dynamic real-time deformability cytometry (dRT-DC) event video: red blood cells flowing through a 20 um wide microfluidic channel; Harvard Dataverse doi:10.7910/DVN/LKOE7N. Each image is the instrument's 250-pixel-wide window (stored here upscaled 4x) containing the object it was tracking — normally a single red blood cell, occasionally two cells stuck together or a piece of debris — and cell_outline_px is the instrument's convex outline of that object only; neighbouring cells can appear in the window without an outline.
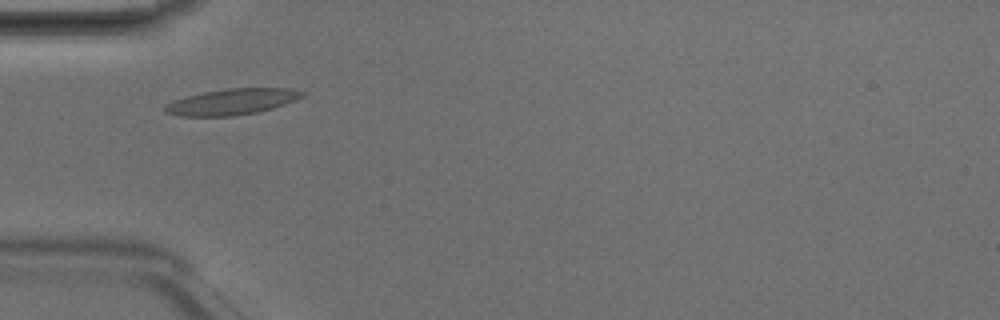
{"species": "Egyptian fruit bat (a non-hibernating species)", "species_latin": "Rousettus aegyptiacus", "temperature_condition": "room temperature", "stored_images_in_passage": 4, "camera_frame_rate_fps": 3000, "um_per_image_px": 0.085, "animal": {"sex": "male"}, "frame": {"image": 1, "passage_image": 2, "time_ms": 0.333, "image_size_px": [1000, 320], "cell_outline_px": [[304, 96], [296, 100], [260, 112], [232, 116], [180, 116], [164, 112], [164, 104], [172, 100], [184, 96], [204, 92], [228, 88], [292, 88], [304, 92]], "centroid_in_image_um": [19.69, 8.65], "position_along_channel_um": 65.3, "area_um2": 20.98}}
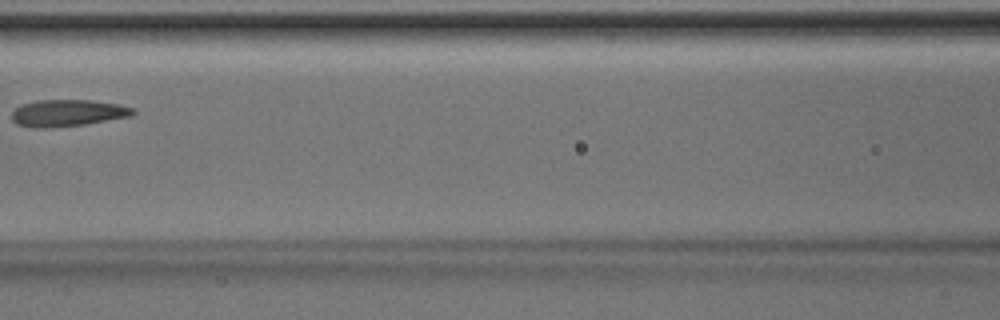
{"frame": {"image": 2, "passage_image": 4, "time_ms": 1.0, "image_size_px": [1000, 320], "cell_outline_px": [[136, 112], [132, 116], [84, 124], [52, 128], [32, 128], [16, 124], [12, 120], [12, 112], [16, 108], [24, 104], [36, 100], [88, 100], [116, 104], [132, 108]], "centroid_in_image_um": [5.71, 9.62], "position_along_channel_um": 160.9, "area_um2": 18.84}}